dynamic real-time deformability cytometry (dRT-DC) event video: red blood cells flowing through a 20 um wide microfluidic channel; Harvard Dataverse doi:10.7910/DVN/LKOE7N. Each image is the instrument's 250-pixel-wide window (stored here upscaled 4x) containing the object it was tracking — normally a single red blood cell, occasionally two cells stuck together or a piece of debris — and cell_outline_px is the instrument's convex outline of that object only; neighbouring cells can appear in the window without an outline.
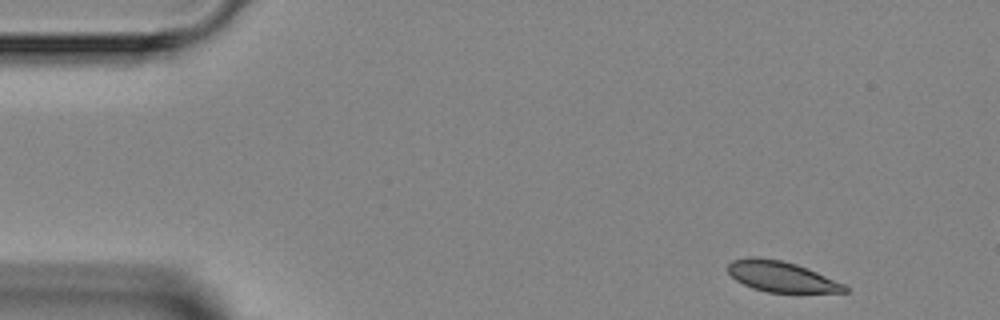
{"species": "Egyptian fruit bat (a non-hibernating species)", "species_latin": "Rousettus aegyptiacus", "temperature_condition": "room temperature", "stored_images_in_passage": 3, "camera_frame_rate_fps": 3000, "um_per_image_px": 0.085, "animal": {"sex": "female"}, "frame": {"image": 1, "passage_image": 1, "time_ms": 0.0, "image_size_px": [1000, 320], "cell_outline_px": [[848, 292], [768, 292], [752, 288], [736, 280], [728, 272], [728, 264], [732, 260], [748, 256], [756, 256], [780, 260], [796, 264], [808, 268], [844, 284], [848, 288]], "centroid_in_image_um": [66.39, 23.49], "position_along_channel_um": 18.6, "area_um2": 20.75}}